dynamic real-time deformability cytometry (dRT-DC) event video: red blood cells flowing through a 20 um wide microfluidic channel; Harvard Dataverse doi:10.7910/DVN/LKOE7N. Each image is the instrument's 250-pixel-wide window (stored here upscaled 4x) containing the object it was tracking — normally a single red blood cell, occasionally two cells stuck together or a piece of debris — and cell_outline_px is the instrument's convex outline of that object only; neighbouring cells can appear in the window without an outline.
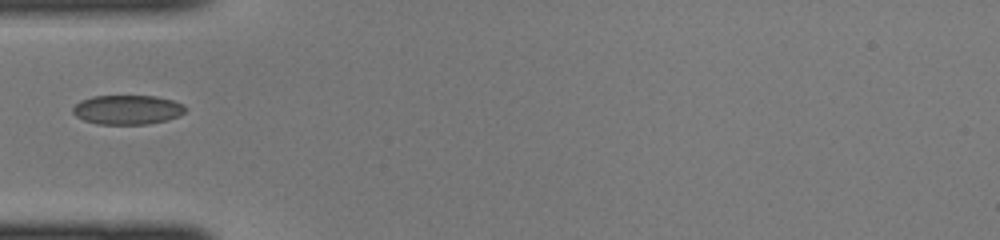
{"species": "common noctule bat (a hibernating species)", "species_latin": "Nyctalus noctula", "temperature_condition": "cold", "stored_images_in_passage": 27, "camera_frame_rate_fps": 3000, "um_per_image_px": 0.085, "animal": {"sex": "female", "body_mass_g": 22.0, "forearm_length_mm": 56.7}, "frame": {"image": 1, "passage_image": 1, "time_ms": 0.0, "image_size_px": [1000, 240], "cell_outline_px": [[188, 108], [180, 116], [168, 120], [148, 124], [100, 124], [84, 120], [76, 116], [72, 112], [72, 108], [80, 100], [92, 96], [156, 96], [172, 100], [184, 104]], "centroid_in_image_um": [10.86, 9.32], "position_along_channel_um": 74.1, "area_um2": 19.42}}